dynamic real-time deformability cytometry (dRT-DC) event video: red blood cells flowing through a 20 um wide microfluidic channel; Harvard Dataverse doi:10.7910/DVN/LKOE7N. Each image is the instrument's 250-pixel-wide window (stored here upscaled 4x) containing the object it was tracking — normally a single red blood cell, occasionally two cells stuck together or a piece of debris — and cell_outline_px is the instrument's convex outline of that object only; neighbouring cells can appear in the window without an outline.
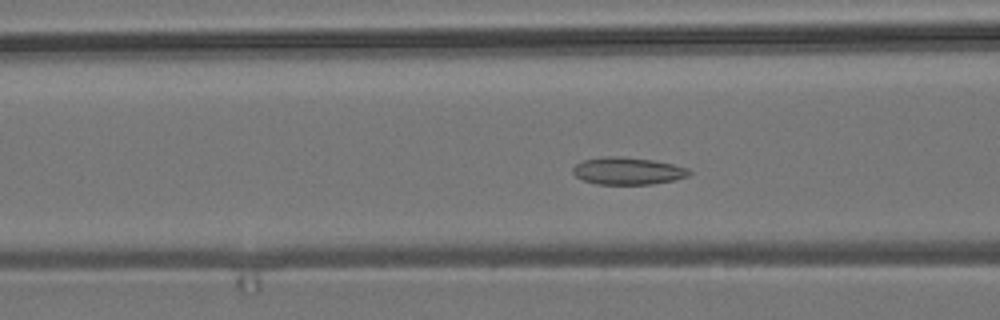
{"species": "common noctule bat (a hibernating species)", "species_latin": "Nyctalus noctula", "temperature_condition": "room temperature", "stored_images_in_passage": 52, "camera_frame_rate_fps": 3000, "um_per_image_px": 0.085, "animal": {"sex": "male", "body_mass_g": 19.2, "forearm_length_mm": 51.8}, "frame": {"image": 1, "passage_image": 18, "time_ms": 5.667, "image_size_px": [1000, 320], "cell_outline_px": [[692, 172], [688, 176], [676, 180], [652, 184], [596, 184], [584, 180], [576, 176], [572, 172], [572, 168], [576, 164], [584, 160], [604, 156], [624, 156], [652, 160], [672, 164], [688, 168]], "centroid_in_image_um": [53.37, 14.53], "position_along_channel_um": 113.2, "area_um2": 18.55}}
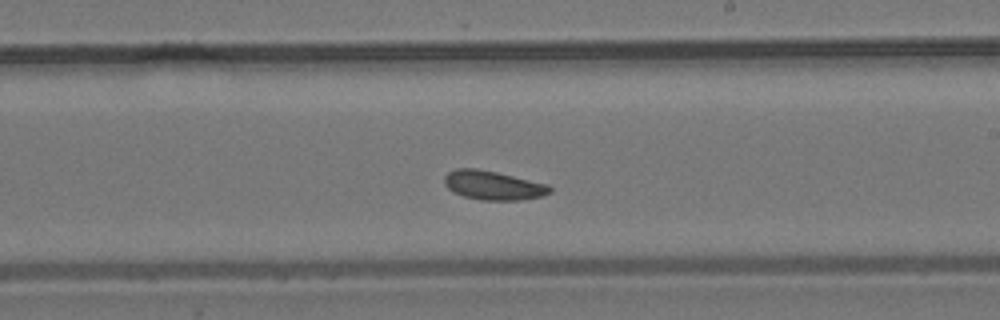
{"frame": {"image": 2, "passage_image": 29, "time_ms": 9.333, "image_size_px": [1000, 320], "cell_outline_px": [[552, 192], [544, 196], [520, 200], [480, 200], [464, 196], [452, 192], [444, 184], [444, 176], [448, 172], [456, 168], [476, 168], [496, 172], [548, 184], [552, 188]], "centroid_in_image_um": [41.92, 15.76], "position_along_channel_um": 247.1, "area_um2": 17.98}}
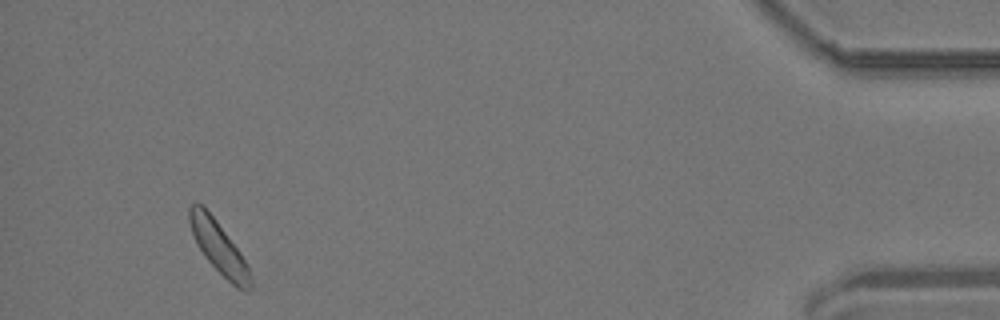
{"frame": {"image": 3, "passage_image": 49, "time_ms": 16.0, "image_size_px": [1000, 320], "cell_outline_px": [[252, 284], [248, 292], [244, 292], [232, 284], [204, 256], [192, 232], [188, 220], [188, 208], [192, 204], [200, 204], [216, 220], [240, 252], [248, 264], [252, 280]], "centroid_in_image_um": [18.63, 21.07], "position_along_channel_um": 416.6, "area_um2": 18.09}, "authors_computed_cell_mechanics": {"area_um2": 18.1203, "velocity_mm_per_s": 3.656, "shape_relaxation_time_tau1_ms": null, "shape_relaxation_time_tau2_ms": 3.8312, "deformation_change_tau1": null, "deformation_change_tau2": 0.0874}}